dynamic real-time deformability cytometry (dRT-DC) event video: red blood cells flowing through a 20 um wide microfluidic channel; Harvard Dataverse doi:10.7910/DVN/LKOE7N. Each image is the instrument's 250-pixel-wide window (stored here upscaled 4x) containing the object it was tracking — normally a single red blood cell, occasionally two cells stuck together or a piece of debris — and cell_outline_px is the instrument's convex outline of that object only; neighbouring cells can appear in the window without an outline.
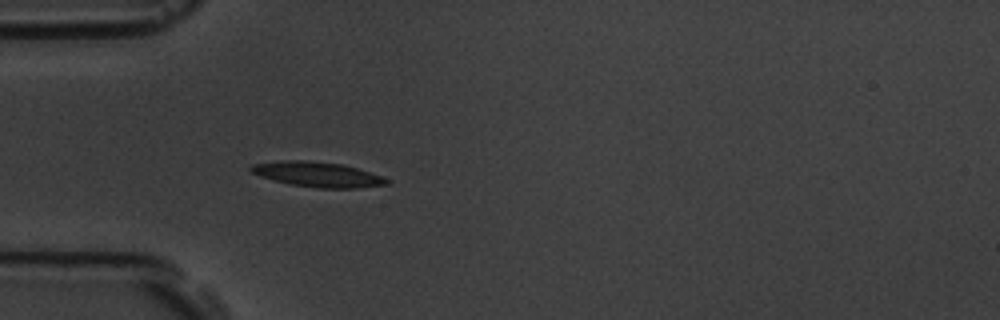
{"species": "common noctule bat (a hibernating species)", "species_latin": "Nyctalus noctula", "temperature_condition": "room temperature", "stored_images_in_passage": 6, "camera_frame_rate_fps": 3000, "um_per_image_px": 0.085, "animal": {"sex": "male", "body_mass_g": 19.5, "forearm_length_mm": 54.6}, "frame": {"image": 1, "passage_image": 6, "time_ms": 1.667, "image_size_px": [1000, 320], "cell_outline_px": [[392, 180], [388, 184], [356, 188], [320, 188], [292, 184], [260, 176], [252, 172], [248, 168], [252, 164], [284, 160], [304, 160], [340, 164], [356, 168]], "centroid_in_image_um": [26.99, 14.82], "position_along_channel_um": 58.0, "area_um2": 19.42}}